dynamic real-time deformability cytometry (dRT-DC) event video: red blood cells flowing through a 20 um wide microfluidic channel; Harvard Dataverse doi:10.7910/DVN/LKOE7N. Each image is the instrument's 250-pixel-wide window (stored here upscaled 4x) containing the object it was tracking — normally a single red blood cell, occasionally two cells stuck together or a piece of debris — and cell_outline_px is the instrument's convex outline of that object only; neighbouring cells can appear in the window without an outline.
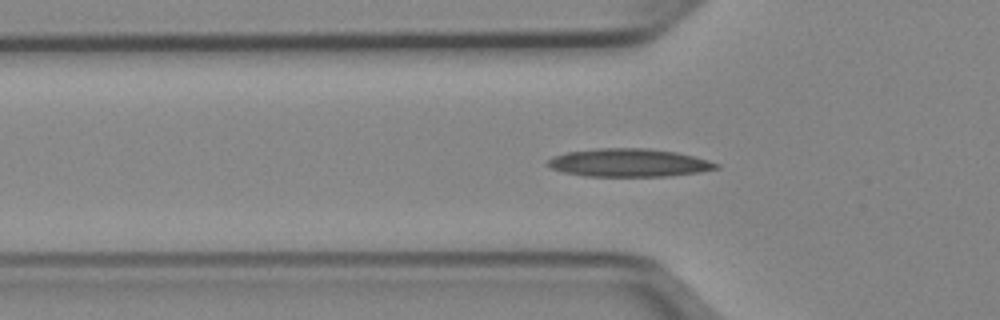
{"species": "Egyptian fruit bat (a non-hibernating species)", "species_latin": "Rousettus aegyptiacus", "temperature_condition": "cold", "stored_images_in_passage": 51, "segment_of_instrument_passage": [1, 2], "camera_frame_rate_fps": 3000, "um_per_image_px": 0.085, "animal": {"sex": "female"}, "frame": {"image": 1, "passage_image": 16, "time_ms": 5.0, "image_size_px": [1000, 320], "cell_outline_px": [[720, 168], [696, 172], [668, 176], [584, 176], [564, 172], [552, 168], [548, 164], [548, 160], [552, 156], [568, 152], [596, 148], [648, 148], [676, 152], [708, 160], [720, 164]], "centroid_in_image_um": [53.45, 13.83], "position_along_channel_um": 72.3, "area_um2": 27.4}}
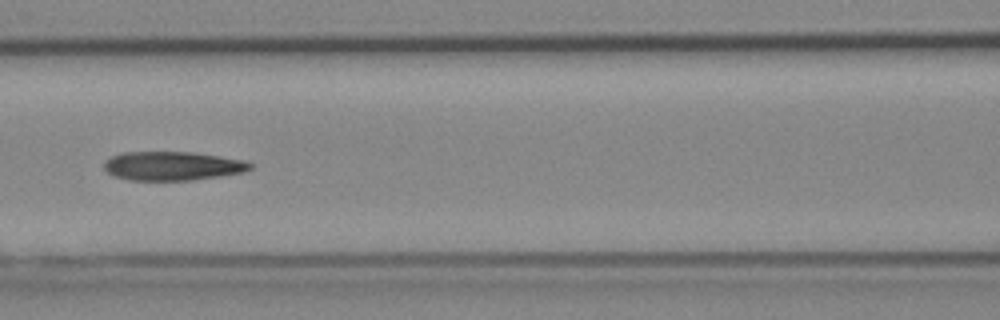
{"frame": {"image": 2, "passage_image": 22, "time_ms": 7.0, "image_size_px": [1000, 320], "cell_outline_px": [[252, 168], [244, 172], [220, 176], [192, 180], [128, 180], [112, 176], [104, 168], [104, 160], [120, 152], [192, 152], [244, 160], [252, 164]], "centroid_in_image_um": [14.62, 14.1], "position_along_channel_um": 152.0, "area_um2": 24.68}}
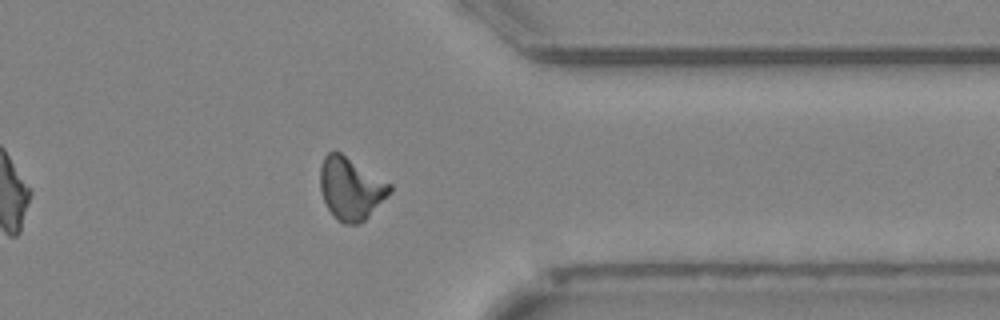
{"frame": {"image": 3, "passage_image": 40, "time_ms": 13.0, "image_size_px": [1000, 320], "cell_outline_px": [[392, 192], [360, 224], [344, 224], [328, 208], [324, 200], [320, 188], [320, 168], [324, 156], [328, 152], [340, 152], [392, 184]], "centroid_in_image_um": [29.83, 16.01], "position_along_channel_um": 381.6, "area_um2": 25.03}}